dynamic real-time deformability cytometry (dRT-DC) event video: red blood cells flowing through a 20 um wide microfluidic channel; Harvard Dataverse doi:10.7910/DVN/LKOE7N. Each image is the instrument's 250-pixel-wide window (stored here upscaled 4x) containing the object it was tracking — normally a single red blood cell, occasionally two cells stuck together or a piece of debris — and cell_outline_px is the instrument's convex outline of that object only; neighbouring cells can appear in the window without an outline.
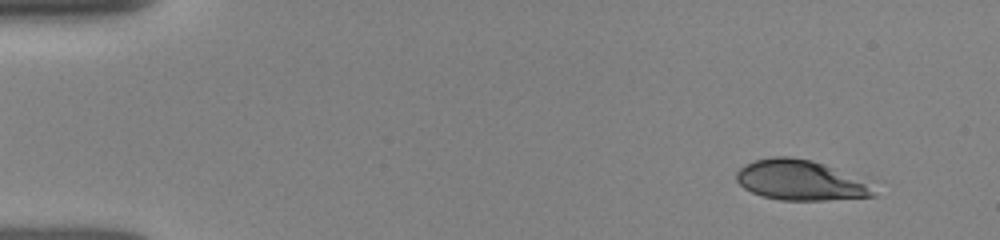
{"species": "human", "species_latin": "Homo sapiens", "temperature_condition": "room temperature", "stored_images_in_passage": 5, "camera_frame_rate_fps": 3000, "um_per_image_px": 0.085, "donor": {"sex": "female"}, "frame": {"image": 1, "passage_image": 1, "time_ms": 0.0, "image_size_px": [1000, 240], "cell_outline_px": [[880, 196], [824, 200], [780, 200], [764, 196], [752, 192], [744, 188], [736, 180], [736, 172], [740, 168], [756, 160], [772, 156], [788, 156], [812, 160], [824, 164], [864, 184]], "centroid_in_image_um": [67.92, 15.33], "position_along_channel_um": 17.1, "area_um2": 31.15}}
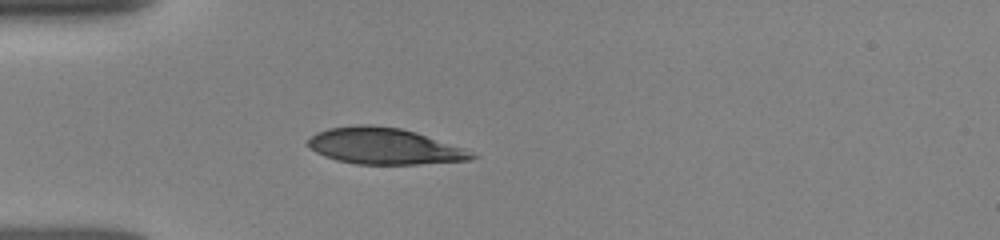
{"frame": {"image": 2, "passage_image": 5, "time_ms": 3.333, "image_size_px": [1000, 240], "cell_outline_px": [[480, 156], [472, 160], [420, 164], [356, 164], [336, 160], [324, 156], [316, 152], [308, 144], [308, 140], [316, 132], [328, 128], [360, 124], [368, 124], [400, 128], [416, 132], [464, 148]], "centroid_in_image_um": [32.69, 12.43], "position_along_channel_um": 52.3, "area_um2": 34.68}}